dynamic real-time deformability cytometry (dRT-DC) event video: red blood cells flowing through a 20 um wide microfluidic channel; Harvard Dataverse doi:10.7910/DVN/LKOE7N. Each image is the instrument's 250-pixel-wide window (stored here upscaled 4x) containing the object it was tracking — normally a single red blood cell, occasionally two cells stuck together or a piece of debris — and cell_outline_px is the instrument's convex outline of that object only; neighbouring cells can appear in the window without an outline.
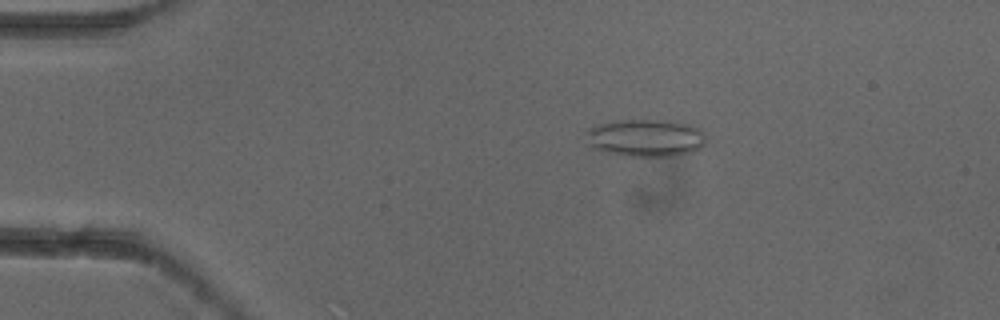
{"species": "common noctule bat (a hibernating species)", "species_latin": "Nyctalus noctula", "temperature_condition": "cold", "stored_images_in_passage": 5, "camera_frame_rate_fps": 3000, "um_per_image_px": 0.085, "animal": {"sex": "female"}, "frame": {"image": 1, "passage_image": 3, "time_ms": 0.667, "image_size_px": [1000, 320], "cell_outline_px": [[704, 144], [700, 148], [692, 152], [676, 156], [632, 156], [608, 152], [592, 148], [588, 132], [588, 128], [596, 124], [620, 120], [660, 120], [684, 124], [696, 128], [704, 132]], "centroid_in_image_um": [54.89, 11.73], "position_along_channel_um": 30.1, "area_um2": 25.66}}